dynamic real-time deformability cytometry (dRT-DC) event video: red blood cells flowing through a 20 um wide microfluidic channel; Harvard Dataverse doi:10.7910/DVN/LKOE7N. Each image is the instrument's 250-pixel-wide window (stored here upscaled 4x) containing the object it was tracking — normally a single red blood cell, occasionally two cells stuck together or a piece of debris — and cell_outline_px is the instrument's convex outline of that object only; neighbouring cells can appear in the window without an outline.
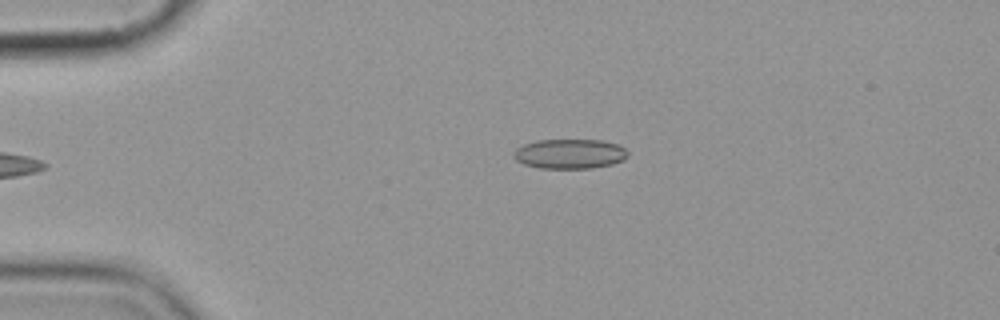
{"species": "common noctule bat (a hibernating species)", "species_latin": "Nyctalus noctula", "temperature_condition": "cold", "stored_images_in_passage": 3, "camera_frame_rate_fps": 3000, "um_per_image_px": 0.085, "animal": {"sex": "female", "body_mass_g": 19.9}, "frame": {"image": 1, "passage_image": 3, "time_ms": 3.0, "image_size_px": [1000, 320], "cell_outline_px": [[628, 156], [624, 160], [612, 164], [592, 168], [540, 168], [524, 164], [516, 160], [512, 156], [512, 152], [516, 148], [524, 144], [536, 140], [604, 140], [620, 144], [628, 152]], "centroid_in_image_um": [48.44, 13.07], "position_along_channel_um": 36.6, "area_um2": 20.0}}